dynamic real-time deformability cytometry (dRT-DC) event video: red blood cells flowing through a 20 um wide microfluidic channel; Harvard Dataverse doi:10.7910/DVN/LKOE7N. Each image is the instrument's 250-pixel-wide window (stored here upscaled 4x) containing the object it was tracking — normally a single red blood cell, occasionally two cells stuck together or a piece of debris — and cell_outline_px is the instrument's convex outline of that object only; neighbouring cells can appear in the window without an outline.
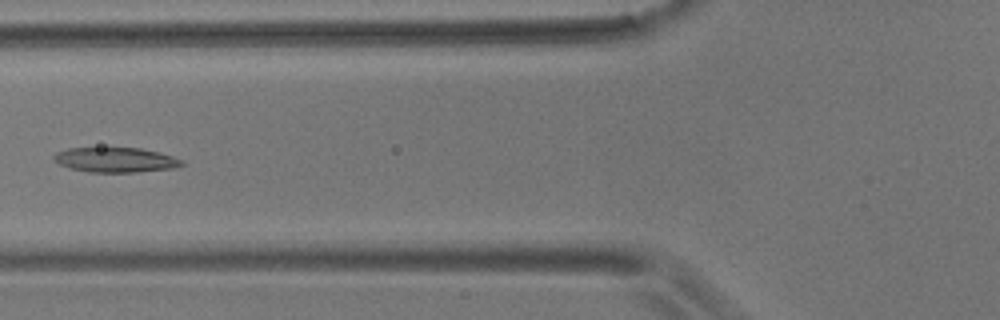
{"species": "common noctule bat (a hibernating species)", "species_latin": "Nyctalus noctula", "temperature_condition": "room temperature", "stored_images_in_passage": 5, "camera_frame_rate_fps": 3000, "um_per_image_px": 0.085, "animal": {"sex": "male", "body_mass_g": 17.9}, "frame": {"image": 1, "passage_image": 5, "time_ms": 4.667, "image_size_px": [1000, 320], "cell_outline_px": [[184, 164], [176, 168], [136, 172], [88, 172], [68, 168], [52, 160], [52, 156], [56, 152], [68, 148], [140, 148], [160, 152], [172, 156], [180, 160]], "centroid_in_image_um": [9.78, 13.59], "position_along_channel_um": 116.0, "area_um2": 18.61}}